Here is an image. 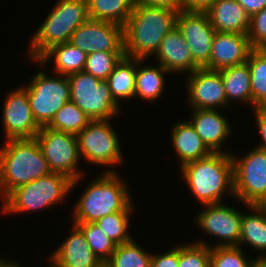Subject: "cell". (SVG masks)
<instances>
[{
    "instance_id": "cell-43",
    "label": "cell",
    "mask_w": 266,
    "mask_h": 267,
    "mask_svg": "<svg viewBox=\"0 0 266 267\" xmlns=\"http://www.w3.org/2000/svg\"><path fill=\"white\" fill-rule=\"evenodd\" d=\"M253 267H266V255L264 253L261 257L253 258Z\"/></svg>"
},
{
    "instance_id": "cell-32",
    "label": "cell",
    "mask_w": 266,
    "mask_h": 267,
    "mask_svg": "<svg viewBox=\"0 0 266 267\" xmlns=\"http://www.w3.org/2000/svg\"><path fill=\"white\" fill-rule=\"evenodd\" d=\"M151 257L132 239L117 245L107 263L111 267H151Z\"/></svg>"
},
{
    "instance_id": "cell-17",
    "label": "cell",
    "mask_w": 266,
    "mask_h": 267,
    "mask_svg": "<svg viewBox=\"0 0 266 267\" xmlns=\"http://www.w3.org/2000/svg\"><path fill=\"white\" fill-rule=\"evenodd\" d=\"M253 50L247 34L216 32L209 63L204 67L220 70L244 64Z\"/></svg>"
},
{
    "instance_id": "cell-38",
    "label": "cell",
    "mask_w": 266,
    "mask_h": 267,
    "mask_svg": "<svg viewBox=\"0 0 266 267\" xmlns=\"http://www.w3.org/2000/svg\"><path fill=\"white\" fill-rule=\"evenodd\" d=\"M179 264V246L169 252L162 254H152L151 267H178Z\"/></svg>"
},
{
    "instance_id": "cell-31",
    "label": "cell",
    "mask_w": 266,
    "mask_h": 267,
    "mask_svg": "<svg viewBox=\"0 0 266 267\" xmlns=\"http://www.w3.org/2000/svg\"><path fill=\"white\" fill-rule=\"evenodd\" d=\"M133 206V202H131L123 211L104 216L95 222L116 245L132 240L128 227L130 226L129 218L133 212Z\"/></svg>"
},
{
    "instance_id": "cell-27",
    "label": "cell",
    "mask_w": 266,
    "mask_h": 267,
    "mask_svg": "<svg viewBox=\"0 0 266 267\" xmlns=\"http://www.w3.org/2000/svg\"><path fill=\"white\" fill-rule=\"evenodd\" d=\"M253 212L243 214L239 247L244 243L255 250L264 251L266 255V213L259 205H246Z\"/></svg>"
},
{
    "instance_id": "cell-5",
    "label": "cell",
    "mask_w": 266,
    "mask_h": 267,
    "mask_svg": "<svg viewBox=\"0 0 266 267\" xmlns=\"http://www.w3.org/2000/svg\"><path fill=\"white\" fill-rule=\"evenodd\" d=\"M88 19L87 0H58L30 39L31 60L56 44L69 42L72 33Z\"/></svg>"
},
{
    "instance_id": "cell-13",
    "label": "cell",
    "mask_w": 266,
    "mask_h": 267,
    "mask_svg": "<svg viewBox=\"0 0 266 267\" xmlns=\"http://www.w3.org/2000/svg\"><path fill=\"white\" fill-rule=\"evenodd\" d=\"M69 42L86 54L124 52L123 26L88 19L72 33Z\"/></svg>"
},
{
    "instance_id": "cell-2",
    "label": "cell",
    "mask_w": 266,
    "mask_h": 267,
    "mask_svg": "<svg viewBox=\"0 0 266 267\" xmlns=\"http://www.w3.org/2000/svg\"><path fill=\"white\" fill-rule=\"evenodd\" d=\"M51 173L36 138L7 139L0 148V196Z\"/></svg>"
},
{
    "instance_id": "cell-18",
    "label": "cell",
    "mask_w": 266,
    "mask_h": 267,
    "mask_svg": "<svg viewBox=\"0 0 266 267\" xmlns=\"http://www.w3.org/2000/svg\"><path fill=\"white\" fill-rule=\"evenodd\" d=\"M54 251L49 257L54 267H97L101 263L76 224L72 225L71 234Z\"/></svg>"
},
{
    "instance_id": "cell-25",
    "label": "cell",
    "mask_w": 266,
    "mask_h": 267,
    "mask_svg": "<svg viewBox=\"0 0 266 267\" xmlns=\"http://www.w3.org/2000/svg\"><path fill=\"white\" fill-rule=\"evenodd\" d=\"M137 59L124 56L109 74L107 82L114 101L135 98Z\"/></svg>"
},
{
    "instance_id": "cell-47",
    "label": "cell",
    "mask_w": 266,
    "mask_h": 267,
    "mask_svg": "<svg viewBox=\"0 0 266 267\" xmlns=\"http://www.w3.org/2000/svg\"><path fill=\"white\" fill-rule=\"evenodd\" d=\"M9 267H22V266L19 265L18 263L16 264V262H13Z\"/></svg>"
},
{
    "instance_id": "cell-30",
    "label": "cell",
    "mask_w": 266,
    "mask_h": 267,
    "mask_svg": "<svg viewBox=\"0 0 266 267\" xmlns=\"http://www.w3.org/2000/svg\"><path fill=\"white\" fill-rule=\"evenodd\" d=\"M91 122L90 118L72 101L66 102L47 127L77 135Z\"/></svg>"
},
{
    "instance_id": "cell-14",
    "label": "cell",
    "mask_w": 266,
    "mask_h": 267,
    "mask_svg": "<svg viewBox=\"0 0 266 267\" xmlns=\"http://www.w3.org/2000/svg\"><path fill=\"white\" fill-rule=\"evenodd\" d=\"M204 206V210L200 211L194 220L205 233L221 240L215 247L238 246L242 212L223 203Z\"/></svg>"
},
{
    "instance_id": "cell-11",
    "label": "cell",
    "mask_w": 266,
    "mask_h": 267,
    "mask_svg": "<svg viewBox=\"0 0 266 267\" xmlns=\"http://www.w3.org/2000/svg\"><path fill=\"white\" fill-rule=\"evenodd\" d=\"M110 120H93L77 135L80 158L100 166L120 164L123 156L119 138Z\"/></svg>"
},
{
    "instance_id": "cell-29",
    "label": "cell",
    "mask_w": 266,
    "mask_h": 267,
    "mask_svg": "<svg viewBox=\"0 0 266 267\" xmlns=\"http://www.w3.org/2000/svg\"><path fill=\"white\" fill-rule=\"evenodd\" d=\"M247 63L250 70L253 109L266 107V49H253Z\"/></svg>"
},
{
    "instance_id": "cell-19",
    "label": "cell",
    "mask_w": 266,
    "mask_h": 267,
    "mask_svg": "<svg viewBox=\"0 0 266 267\" xmlns=\"http://www.w3.org/2000/svg\"><path fill=\"white\" fill-rule=\"evenodd\" d=\"M155 55L159 64L170 73H192L199 69L177 26L164 37Z\"/></svg>"
},
{
    "instance_id": "cell-8",
    "label": "cell",
    "mask_w": 266,
    "mask_h": 267,
    "mask_svg": "<svg viewBox=\"0 0 266 267\" xmlns=\"http://www.w3.org/2000/svg\"><path fill=\"white\" fill-rule=\"evenodd\" d=\"M46 75L39 71L33 76L26 89L33 117L40 127L47 126L55 113L70 101V83L68 76Z\"/></svg>"
},
{
    "instance_id": "cell-6",
    "label": "cell",
    "mask_w": 266,
    "mask_h": 267,
    "mask_svg": "<svg viewBox=\"0 0 266 267\" xmlns=\"http://www.w3.org/2000/svg\"><path fill=\"white\" fill-rule=\"evenodd\" d=\"M72 182L73 180L63 174L51 172L12 190L2 199V211L19 214L52 207L68 196L72 190Z\"/></svg>"
},
{
    "instance_id": "cell-34",
    "label": "cell",
    "mask_w": 266,
    "mask_h": 267,
    "mask_svg": "<svg viewBox=\"0 0 266 267\" xmlns=\"http://www.w3.org/2000/svg\"><path fill=\"white\" fill-rule=\"evenodd\" d=\"M124 56V52H93L87 54L84 71L100 80H107L109 74Z\"/></svg>"
},
{
    "instance_id": "cell-24",
    "label": "cell",
    "mask_w": 266,
    "mask_h": 267,
    "mask_svg": "<svg viewBox=\"0 0 266 267\" xmlns=\"http://www.w3.org/2000/svg\"><path fill=\"white\" fill-rule=\"evenodd\" d=\"M224 84L227 102H247L253 106L252 90L250 84V70L248 63L230 66L218 70ZM235 101V102H233Z\"/></svg>"
},
{
    "instance_id": "cell-39",
    "label": "cell",
    "mask_w": 266,
    "mask_h": 267,
    "mask_svg": "<svg viewBox=\"0 0 266 267\" xmlns=\"http://www.w3.org/2000/svg\"><path fill=\"white\" fill-rule=\"evenodd\" d=\"M253 110L255 114L254 117H256L255 120L258 126V132H260V137L263 140L257 145L256 148L266 151V107H256Z\"/></svg>"
},
{
    "instance_id": "cell-35",
    "label": "cell",
    "mask_w": 266,
    "mask_h": 267,
    "mask_svg": "<svg viewBox=\"0 0 266 267\" xmlns=\"http://www.w3.org/2000/svg\"><path fill=\"white\" fill-rule=\"evenodd\" d=\"M239 246H211L210 267H253V259H246Z\"/></svg>"
},
{
    "instance_id": "cell-21",
    "label": "cell",
    "mask_w": 266,
    "mask_h": 267,
    "mask_svg": "<svg viewBox=\"0 0 266 267\" xmlns=\"http://www.w3.org/2000/svg\"><path fill=\"white\" fill-rule=\"evenodd\" d=\"M205 13L216 32H248L250 17L237 0H215Z\"/></svg>"
},
{
    "instance_id": "cell-12",
    "label": "cell",
    "mask_w": 266,
    "mask_h": 267,
    "mask_svg": "<svg viewBox=\"0 0 266 267\" xmlns=\"http://www.w3.org/2000/svg\"><path fill=\"white\" fill-rule=\"evenodd\" d=\"M176 26L191 51L193 62L204 68L210 61L212 42L216 31L205 11H180Z\"/></svg>"
},
{
    "instance_id": "cell-23",
    "label": "cell",
    "mask_w": 266,
    "mask_h": 267,
    "mask_svg": "<svg viewBox=\"0 0 266 267\" xmlns=\"http://www.w3.org/2000/svg\"><path fill=\"white\" fill-rule=\"evenodd\" d=\"M51 57L55 62L53 66L55 72L52 73L68 76L75 72L84 71L87 54L70 42H65L52 46L37 60L31 61H35V63L37 62L45 67V63H48Z\"/></svg>"
},
{
    "instance_id": "cell-45",
    "label": "cell",
    "mask_w": 266,
    "mask_h": 267,
    "mask_svg": "<svg viewBox=\"0 0 266 267\" xmlns=\"http://www.w3.org/2000/svg\"><path fill=\"white\" fill-rule=\"evenodd\" d=\"M266 213V198L263 200V202L259 205Z\"/></svg>"
},
{
    "instance_id": "cell-26",
    "label": "cell",
    "mask_w": 266,
    "mask_h": 267,
    "mask_svg": "<svg viewBox=\"0 0 266 267\" xmlns=\"http://www.w3.org/2000/svg\"><path fill=\"white\" fill-rule=\"evenodd\" d=\"M145 59H137V71L135 81V97L153 102L162 94L165 85L164 74H169L160 64L158 66H145ZM141 63V64H140ZM141 66V68H139Z\"/></svg>"
},
{
    "instance_id": "cell-10",
    "label": "cell",
    "mask_w": 266,
    "mask_h": 267,
    "mask_svg": "<svg viewBox=\"0 0 266 267\" xmlns=\"http://www.w3.org/2000/svg\"><path fill=\"white\" fill-rule=\"evenodd\" d=\"M231 157L234 198L245 205H260L266 198V151L253 147L242 159Z\"/></svg>"
},
{
    "instance_id": "cell-22",
    "label": "cell",
    "mask_w": 266,
    "mask_h": 267,
    "mask_svg": "<svg viewBox=\"0 0 266 267\" xmlns=\"http://www.w3.org/2000/svg\"><path fill=\"white\" fill-rule=\"evenodd\" d=\"M171 132L172 145L179 157L180 168L187 163L205 158L212 153L190 122L179 121Z\"/></svg>"
},
{
    "instance_id": "cell-40",
    "label": "cell",
    "mask_w": 266,
    "mask_h": 267,
    "mask_svg": "<svg viewBox=\"0 0 266 267\" xmlns=\"http://www.w3.org/2000/svg\"><path fill=\"white\" fill-rule=\"evenodd\" d=\"M134 6H153L159 8H169L180 12L179 0H133Z\"/></svg>"
},
{
    "instance_id": "cell-44",
    "label": "cell",
    "mask_w": 266,
    "mask_h": 267,
    "mask_svg": "<svg viewBox=\"0 0 266 267\" xmlns=\"http://www.w3.org/2000/svg\"><path fill=\"white\" fill-rule=\"evenodd\" d=\"M12 263V261H8L5 258H0V267H9Z\"/></svg>"
},
{
    "instance_id": "cell-7",
    "label": "cell",
    "mask_w": 266,
    "mask_h": 267,
    "mask_svg": "<svg viewBox=\"0 0 266 267\" xmlns=\"http://www.w3.org/2000/svg\"><path fill=\"white\" fill-rule=\"evenodd\" d=\"M70 101L93 120H111L119 113V106L111 96L108 82L85 72L68 75Z\"/></svg>"
},
{
    "instance_id": "cell-4",
    "label": "cell",
    "mask_w": 266,
    "mask_h": 267,
    "mask_svg": "<svg viewBox=\"0 0 266 267\" xmlns=\"http://www.w3.org/2000/svg\"><path fill=\"white\" fill-rule=\"evenodd\" d=\"M100 175L89 183L74 205L73 223H95L123 211L132 202L128 187L117 172L111 169Z\"/></svg>"
},
{
    "instance_id": "cell-37",
    "label": "cell",
    "mask_w": 266,
    "mask_h": 267,
    "mask_svg": "<svg viewBox=\"0 0 266 267\" xmlns=\"http://www.w3.org/2000/svg\"><path fill=\"white\" fill-rule=\"evenodd\" d=\"M247 36L253 49H266V7L250 16Z\"/></svg>"
},
{
    "instance_id": "cell-3",
    "label": "cell",
    "mask_w": 266,
    "mask_h": 267,
    "mask_svg": "<svg viewBox=\"0 0 266 267\" xmlns=\"http://www.w3.org/2000/svg\"><path fill=\"white\" fill-rule=\"evenodd\" d=\"M180 172L191 193L203 205L222 203L228 192L234 196L231 153L212 152L209 156L185 164Z\"/></svg>"
},
{
    "instance_id": "cell-15",
    "label": "cell",
    "mask_w": 266,
    "mask_h": 267,
    "mask_svg": "<svg viewBox=\"0 0 266 267\" xmlns=\"http://www.w3.org/2000/svg\"><path fill=\"white\" fill-rule=\"evenodd\" d=\"M6 96L2 112L5 139L35 138L41 127L33 117L24 86Z\"/></svg>"
},
{
    "instance_id": "cell-42",
    "label": "cell",
    "mask_w": 266,
    "mask_h": 267,
    "mask_svg": "<svg viewBox=\"0 0 266 267\" xmlns=\"http://www.w3.org/2000/svg\"><path fill=\"white\" fill-rule=\"evenodd\" d=\"M237 2L243 7L249 17L266 7V0H237Z\"/></svg>"
},
{
    "instance_id": "cell-33",
    "label": "cell",
    "mask_w": 266,
    "mask_h": 267,
    "mask_svg": "<svg viewBox=\"0 0 266 267\" xmlns=\"http://www.w3.org/2000/svg\"><path fill=\"white\" fill-rule=\"evenodd\" d=\"M84 233L91 250L101 262H107L116 244L96 225V223H73Z\"/></svg>"
},
{
    "instance_id": "cell-46",
    "label": "cell",
    "mask_w": 266,
    "mask_h": 267,
    "mask_svg": "<svg viewBox=\"0 0 266 267\" xmlns=\"http://www.w3.org/2000/svg\"><path fill=\"white\" fill-rule=\"evenodd\" d=\"M97 267H111L107 262H101Z\"/></svg>"
},
{
    "instance_id": "cell-36",
    "label": "cell",
    "mask_w": 266,
    "mask_h": 267,
    "mask_svg": "<svg viewBox=\"0 0 266 267\" xmlns=\"http://www.w3.org/2000/svg\"><path fill=\"white\" fill-rule=\"evenodd\" d=\"M195 242L179 246L178 267H210L211 246L205 241Z\"/></svg>"
},
{
    "instance_id": "cell-9",
    "label": "cell",
    "mask_w": 266,
    "mask_h": 267,
    "mask_svg": "<svg viewBox=\"0 0 266 267\" xmlns=\"http://www.w3.org/2000/svg\"><path fill=\"white\" fill-rule=\"evenodd\" d=\"M35 138L51 172L69 177L75 187L85 173L77 170L80 155L76 135L43 126Z\"/></svg>"
},
{
    "instance_id": "cell-16",
    "label": "cell",
    "mask_w": 266,
    "mask_h": 267,
    "mask_svg": "<svg viewBox=\"0 0 266 267\" xmlns=\"http://www.w3.org/2000/svg\"><path fill=\"white\" fill-rule=\"evenodd\" d=\"M187 77L188 99L192 109H214L227 106V97L218 70L196 69Z\"/></svg>"
},
{
    "instance_id": "cell-41",
    "label": "cell",
    "mask_w": 266,
    "mask_h": 267,
    "mask_svg": "<svg viewBox=\"0 0 266 267\" xmlns=\"http://www.w3.org/2000/svg\"><path fill=\"white\" fill-rule=\"evenodd\" d=\"M180 11H205L215 0H179Z\"/></svg>"
},
{
    "instance_id": "cell-28",
    "label": "cell",
    "mask_w": 266,
    "mask_h": 267,
    "mask_svg": "<svg viewBox=\"0 0 266 267\" xmlns=\"http://www.w3.org/2000/svg\"><path fill=\"white\" fill-rule=\"evenodd\" d=\"M89 19L124 26L133 12V0H87Z\"/></svg>"
},
{
    "instance_id": "cell-20",
    "label": "cell",
    "mask_w": 266,
    "mask_h": 267,
    "mask_svg": "<svg viewBox=\"0 0 266 267\" xmlns=\"http://www.w3.org/2000/svg\"><path fill=\"white\" fill-rule=\"evenodd\" d=\"M192 121H189L202 141L212 152H222L224 140L231 135L228 120L218 110L192 109Z\"/></svg>"
},
{
    "instance_id": "cell-1",
    "label": "cell",
    "mask_w": 266,
    "mask_h": 267,
    "mask_svg": "<svg viewBox=\"0 0 266 267\" xmlns=\"http://www.w3.org/2000/svg\"><path fill=\"white\" fill-rule=\"evenodd\" d=\"M177 14L169 8L134 6L123 26L125 56L145 60L154 56L161 41L176 26Z\"/></svg>"
}]
</instances>
